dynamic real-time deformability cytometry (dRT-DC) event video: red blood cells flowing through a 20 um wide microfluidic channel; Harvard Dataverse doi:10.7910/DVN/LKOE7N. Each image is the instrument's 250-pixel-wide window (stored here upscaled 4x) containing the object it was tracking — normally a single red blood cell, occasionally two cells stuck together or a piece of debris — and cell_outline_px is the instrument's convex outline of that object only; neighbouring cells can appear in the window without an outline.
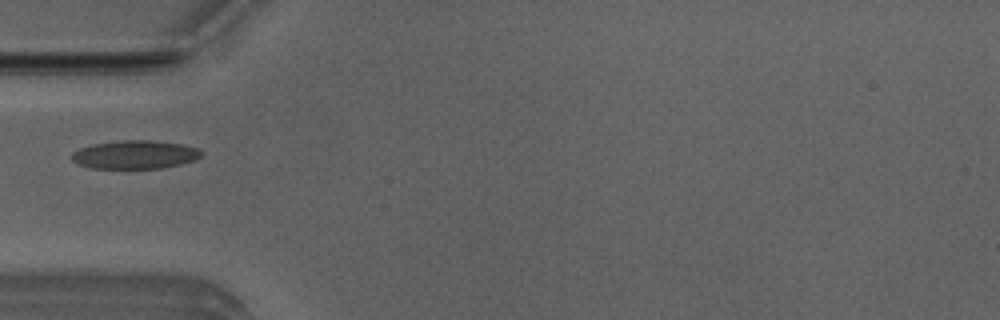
{"species": "Egyptian fruit bat (a non-hibernating species)", "species_latin": "Rousettus aegyptiacus", "temperature_condition": "room temperature", "stored_images_in_passage": 1, "camera_frame_rate_fps": 3000, "um_per_image_px": 0.085, "animal": {"sex": "male"}, "frame": {"image": 1, "passage_image": 1, "time_ms": 0.0, "image_size_px": [1000, 320], "cell_outline_px": [[204, 152], [196, 160], [180, 164], [160, 168], [92, 168], [80, 164], [72, 160], [72, 152], [80, 148], [92, 144], [120, 140], [148, 140], [180, 144], [200, 148]], "centroid_in_image_um": [11.5, 13.13], "position_along_channel_um": 73.5, "area_um2": 21.39}}